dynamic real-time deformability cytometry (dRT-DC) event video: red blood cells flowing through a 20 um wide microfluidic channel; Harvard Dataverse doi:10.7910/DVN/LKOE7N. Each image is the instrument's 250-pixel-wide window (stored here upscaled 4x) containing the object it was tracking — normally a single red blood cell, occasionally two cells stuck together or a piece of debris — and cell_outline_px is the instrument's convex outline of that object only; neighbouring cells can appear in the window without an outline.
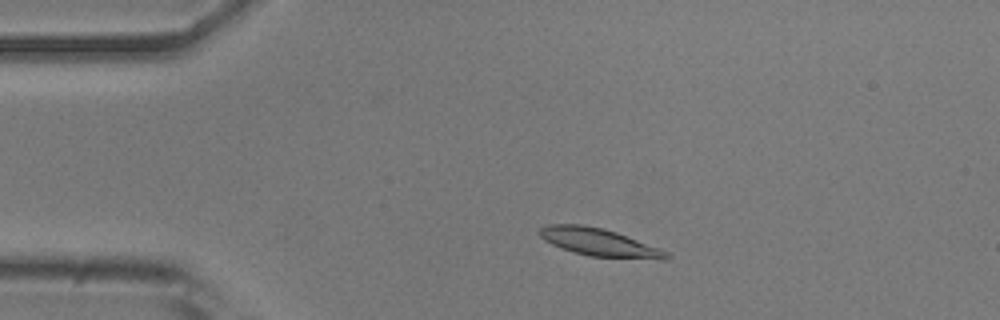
{"species": "common noctule bat (a hibernating species)", "species_latin": "Nyctalus noctula", "temperature_condition": "room temperature", "stored_images_in_passage": 49, "camera_frame_rate_fps": 3000, "um_per_image_px": 0.085, "animal": {"sex": "male", "body_mass_g": 20.5, "forearm_length_mm": 52.5}, "frame": {"image": 1, "passage_image": 7, "time_ms": 2.0, "image_size_px": [1000, 320], "cell_outline_px": [[672, 256], [668, 260], [660, 260], [588, 256], [572, 252], [552, 244], [544, 240], [536, 232], [540, 228], [548, 224], [584, 224], [604, 228], [616, 232], [660, 248], [668, 252]], "centroid_in_image_um": [50.95, 20.6], "position_along_channel_um": 34.0, "area_um2": 20.87}}
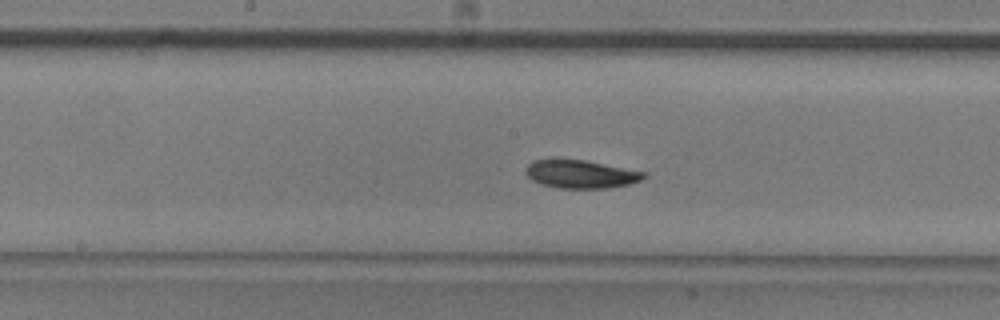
{"frame": {"image": 2, "passage_image": 23, "time_ms": 7.333, "image_size_px": [1000, 320], "cell_outline_px": [[648, 176], [640, 180], [628, 184], [608, 188], [556, 188], [540, 184], [532, 180], [524, 172], [524, 168], [532, 160], [584, 160], [644, 172]], "centroid_in_image_um": [49.32, 14.81], "position_along_channel_um": 198.9, "area_um2": 19.19}}
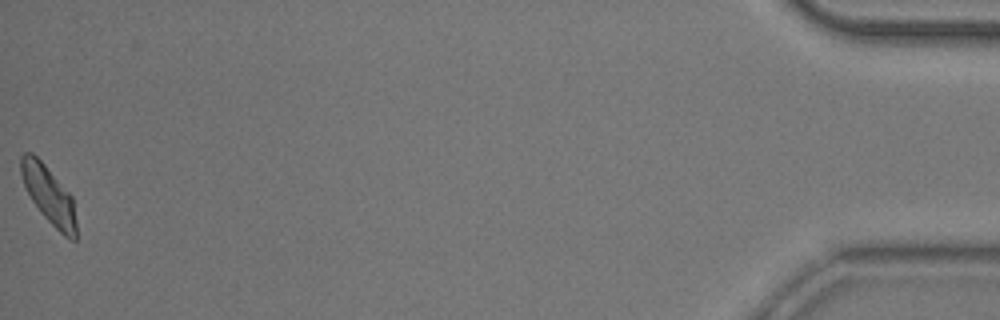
{"frame": {"image": 3, "passage_image": 49, "time_ms": 16.0, "image_size_px": [1000, 320], "cell_outline_px": [[76, 240], [72, 240], [64, 236], [40, 212], [32, 200], [24, 184], [20, 172], [20, 156], [24, 152], [32, 152], [44, 164], [72, 196], [76, 220]], "centroid_in_image_um": [4.14, 16.56], "position_along_channel_um": 431.1, "area_um2": 18.32}, "authors_computed_cell_mechanics": {"area_um2": 19.2474, "velocity_mm_per_s": 3.8282, "shape_relaxation_time_tau1_ms": 2.5136, "shape_relaxation_time_tau2_ms": 2.5664, "deformation_change_tau1": 0.1066, "deformation_change_tau2": 0.0638}}